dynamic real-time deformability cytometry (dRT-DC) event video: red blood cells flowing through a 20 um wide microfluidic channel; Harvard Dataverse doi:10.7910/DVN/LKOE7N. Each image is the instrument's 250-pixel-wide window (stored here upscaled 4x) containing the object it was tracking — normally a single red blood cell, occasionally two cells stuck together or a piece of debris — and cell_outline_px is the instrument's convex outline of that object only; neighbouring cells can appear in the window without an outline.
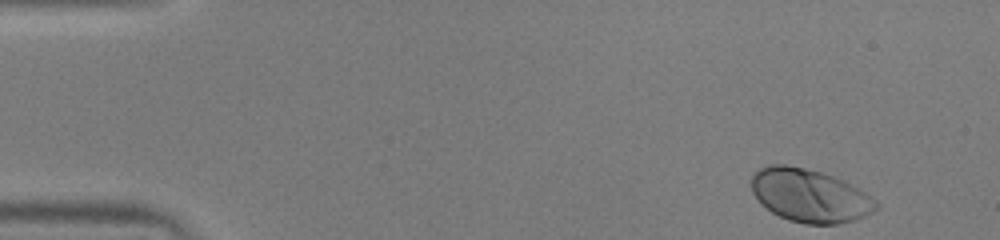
{"species": "human", "species_latin": "Homo sapiens", "temperature_condition": "warm", "stored_images_in_passage": 49, "camera_frame_rate_fps": 3000, "um_per_image_px": 0.085, "donor": {"sex": "male"}, "frame": {"image": 1, "passage_image": 1, "time_ms": 0.0, "image_size_px": [1000, 240], "cell_outline_px": [[880, 208], [864, 216], [852, 220], [836, 224], [804, 224], [788, 220], [772, 212], [752, 192], [752, 176], [760, 168], [772, 164], [784, 164], [804, 168], [820, 172], [844, 180], [860, 188], [872, 196], [880, 204]], "centroid_in_image_um": [68.89, 16.62], "position_along_channel_um": 16.1, "area_um2": 38.49}}
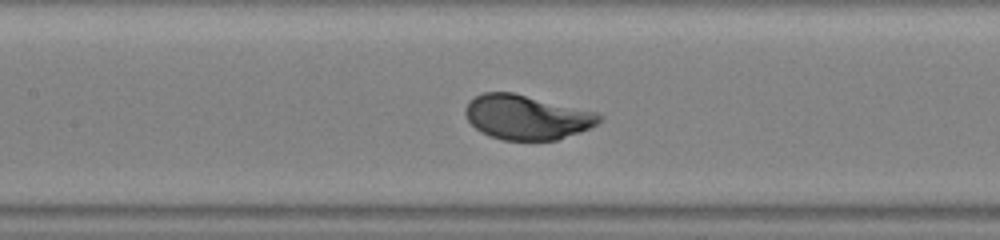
{"frame": {"image": 2, "passage_image": 21, "time_ms": 6.667, "image_size_px": [1000, 240], "cell_outline_px": [[604, 116], [596, 124], [580, 132], [556, 140], [504, 140], [492, 136], [476, 128], [468, 120], [464, 112], [464, 108], [476, 96], [484, 92], [512, 92], [596, 112]], "centroid_in_image_um": [44.78, 9.96], "position_along_channel_um": 162.6, "area_um2": 34.28}}
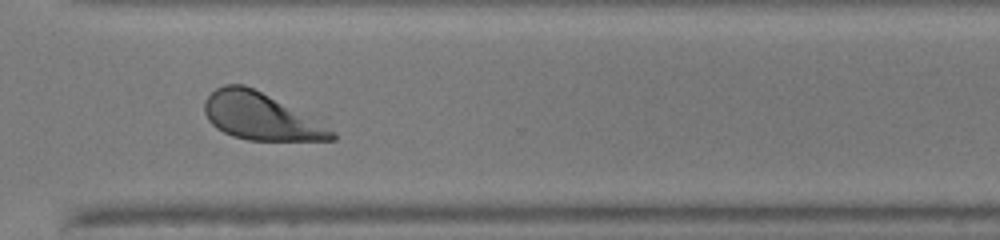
{"frame": {"image": 3, "passage_image": 35, "time_ms": 11.333, "image_size_px": [1000, 240], "cell_outline_px": [[336, 140], [248, 140], [232, 136], [216, 128], [208, 120], [204, 112], [204, 100], [216, 88], [224, 84], [244, 84], [328, 116], [336, 132]], "centroid_in_image_um": [22.44, 9.86], "position_along_channel_um": 348.2, "area_um2": 37.63}}